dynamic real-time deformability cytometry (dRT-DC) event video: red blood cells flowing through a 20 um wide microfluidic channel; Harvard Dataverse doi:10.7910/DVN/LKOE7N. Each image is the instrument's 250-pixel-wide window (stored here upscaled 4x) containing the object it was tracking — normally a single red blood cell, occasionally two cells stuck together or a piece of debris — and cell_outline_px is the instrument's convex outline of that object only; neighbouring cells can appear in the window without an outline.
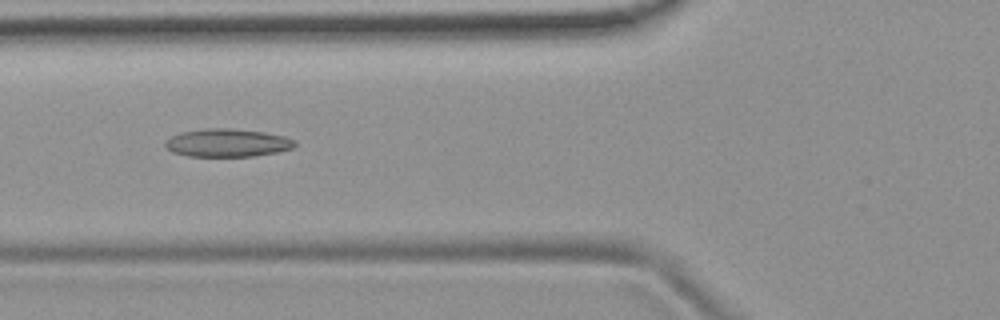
{"species": "common noctule bat (a hibernating species)", "species_latin": "Nyctalus noctula", "temperature_condition": "room temperature", "stored_images_in_passage": 5, "camera_frame_rate_fps": 3000, "um_per_image_px": 0.085, "animal": {"sex": "female", "body_mass_g": 19.9}, "frame": {"image": 1, "passage_image": 3, "time_ms": 0.667, "image_size_px": [1000, 320], "cell_outline_px": [[296, 144], [292, 148], [276, 152], [252, 156], [188, 156], [172, 152], [164, 144], [164, 140], [180, 132], [204, 128], [228, 128], [264, 132], [284, 136], [296, 140]], "centroid_in_image_um": [19.3, 12.13], "position_along_channel_um": 106.5, "area_um2": 21.15}}
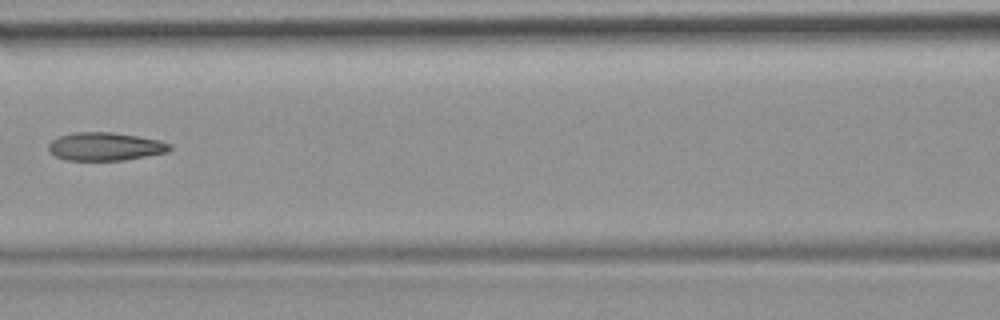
{"frame": {"image": 2, "passage_image": 4, "time_ms": 1.0, "image_size_px": [1000, 320], "cell_outline_px": [[172, 148], [168, 152], [124, 160], [68, 160], [56, 156], [48, 148], [48, 144], [52, 140], [60, 136], [72, 132], [112, 132], [160, 140], [172, 144]], "centroid_in_image_um": [8.97, 12.45], "position_along_channel_um": 157.6, "area_um2": 19.83}}
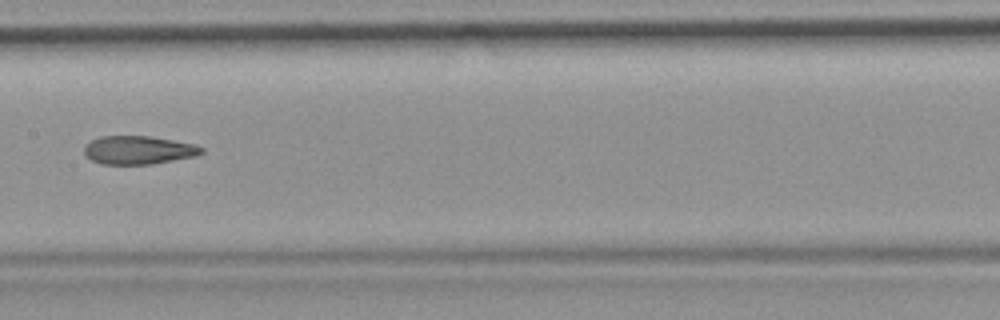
{"frame": {"image": 3, "passage_image": 5, "time_ms": 1.333, "image_size_px": [1000, 320], "cell_outline_px": [[204, 152], [196, 156], [152, 164], [100, 164], [84, 156], [84, 148], [92, 140], [100, 136], [148, 136], [172, 140], [192, 144], [204, 148]], "centroid_in_image_um": [11.75, 12.76], "position_along_channel_um": 195.6, "area_um2": 19.31}}